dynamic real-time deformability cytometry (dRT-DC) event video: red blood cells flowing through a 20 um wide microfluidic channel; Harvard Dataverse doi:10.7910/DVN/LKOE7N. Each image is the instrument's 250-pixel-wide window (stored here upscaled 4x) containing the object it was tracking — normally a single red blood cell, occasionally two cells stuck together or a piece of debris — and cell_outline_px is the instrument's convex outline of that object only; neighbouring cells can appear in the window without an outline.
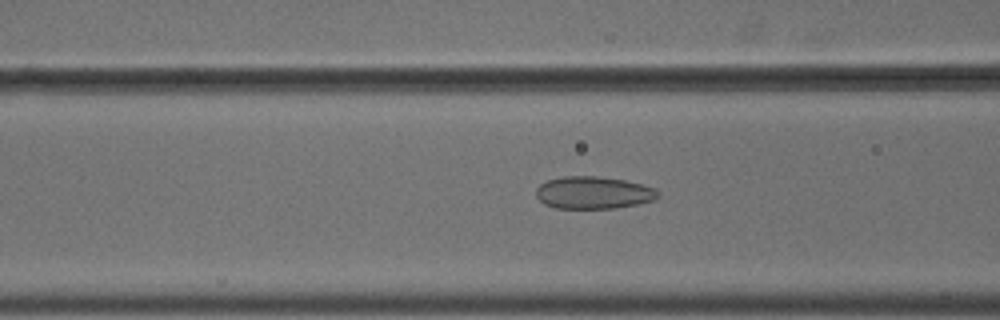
{"species": "common noctule bat (a hibernating species)", "species_latin": "Nyctalus noctula", "temperature_condition": "cold", "stored_images_in_passage": 6, "camera_frame_rate_fps": 3000, "um_per_image_px": 0.085, "animal": {"sex": "male", "body_mass_g": 18.8}, "frame": {"image": 1, "passage_image": 5, "time_ms": 1.333, "image_size_px": [1000, 320], "cell_outline_px": [[660, 196], [656, 200], [616, 208], [556, 208], [544, 204], [536, 196], [536, 188], [540, 184], [548, 180], [564, 176], [596, 176], [624, 180], [656, 188], [660, 192]], "centroid_in_image_um": [50.46, 16.38], "position_along_channel_um": 116.1, "area_um2": 23.06}}
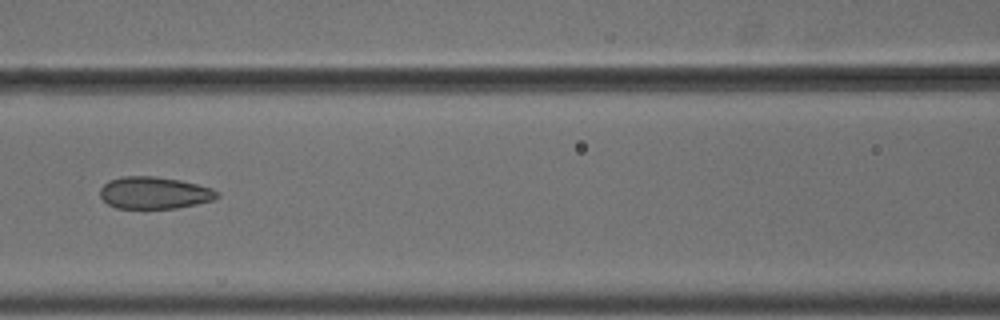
{"frame": {"image": 2, "passage_image": 6, "time_ms": 1.667, "image_size_px": [1000, 320], "cell_outline_px": [[220, 196], [212, 200], [196, 204], [176, 208], [116, 208], [108, 204], [100, 196], [100, 188], [108, 180], [120, 176], [156, 176], [180, 180], [212, 188], [220, 192]], "centroid_in_image_um": [13.11, 16.38], "position_along_channel_um": 153.5, "area_um2": 21.96}}